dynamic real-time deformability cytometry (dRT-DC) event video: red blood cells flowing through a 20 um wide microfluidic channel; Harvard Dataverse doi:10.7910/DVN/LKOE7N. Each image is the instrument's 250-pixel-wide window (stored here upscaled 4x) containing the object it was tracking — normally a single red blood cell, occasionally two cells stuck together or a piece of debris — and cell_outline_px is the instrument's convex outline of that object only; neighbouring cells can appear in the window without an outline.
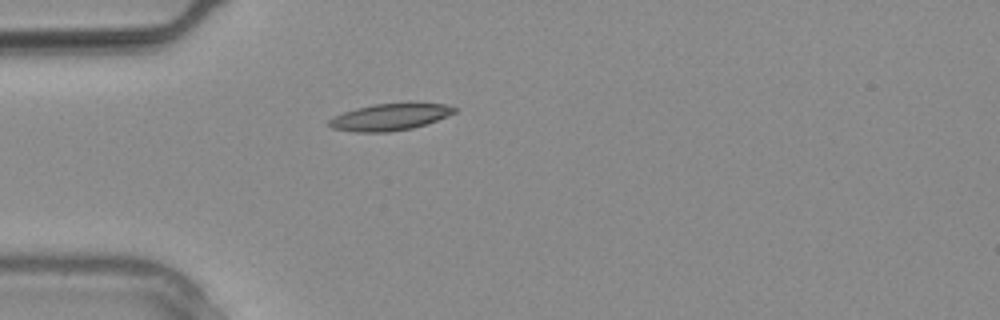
{"species": "common noctule bat (a hibernating species)", "species_latin": "Nyctalus noctula", "temperature_condition": "warm", "stored_images_in_passage": 25, "camera_frame_rate_fps": 3000, "um_per_image_px": 0.085, "animal": {"sex": "male", "body_mass_g": 20.4}, "frame": {"image": 1, "passage_image": 4, "time_ms": 1.0, "image_size_px": [1000, 320], "cell_outline_px": [[456, 112], [436, 120], [412, 128], [388, 132], [356, 132], [332, 128], [328, 124], [328, 120], [332, 116], [356, 108], [372, 104], [408, 100], [412, 100], [444, 104], [456, 108]], "centroid_in_image_um": [33.15, 9.89], "position_along_channel_um": 51.8, "area_um2": 20.23}}